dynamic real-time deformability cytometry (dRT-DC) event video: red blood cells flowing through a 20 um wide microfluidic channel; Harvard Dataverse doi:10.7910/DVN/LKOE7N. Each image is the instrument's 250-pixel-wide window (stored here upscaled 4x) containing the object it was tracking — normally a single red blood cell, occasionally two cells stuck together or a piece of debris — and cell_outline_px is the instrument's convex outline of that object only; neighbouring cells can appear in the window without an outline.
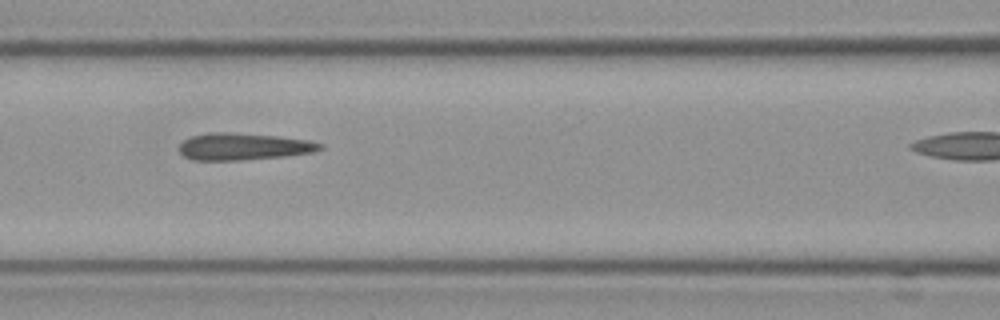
{"species": "Egyptian fruit bat (a non-hibernating species)", "species_latin": "Rousettus aegyptiacus", "temperature_condition": "cold", "stored_images_in_passage": 4, "camera_frame_rate_fps": 3000, "um_per_image_px": 0.085, "frame": {"image": 1, "passage_image": 3, "time_ms": 0.667, "image_size_px": [1000, 320], "cell_outline_px": [[324, 148], [312, 152], [284, 156], [236, 160], [192, 160], [184, 156], [180, 152], [180, 144], [184, 140], [192, 136], [208, 132], [228, 132], [280, 136], [308, 140], [324, 144]], "centroid_in_image_um": [20.7, 12.45], "position_along_channel_um": 145.9, "area_um2": 22.08}}